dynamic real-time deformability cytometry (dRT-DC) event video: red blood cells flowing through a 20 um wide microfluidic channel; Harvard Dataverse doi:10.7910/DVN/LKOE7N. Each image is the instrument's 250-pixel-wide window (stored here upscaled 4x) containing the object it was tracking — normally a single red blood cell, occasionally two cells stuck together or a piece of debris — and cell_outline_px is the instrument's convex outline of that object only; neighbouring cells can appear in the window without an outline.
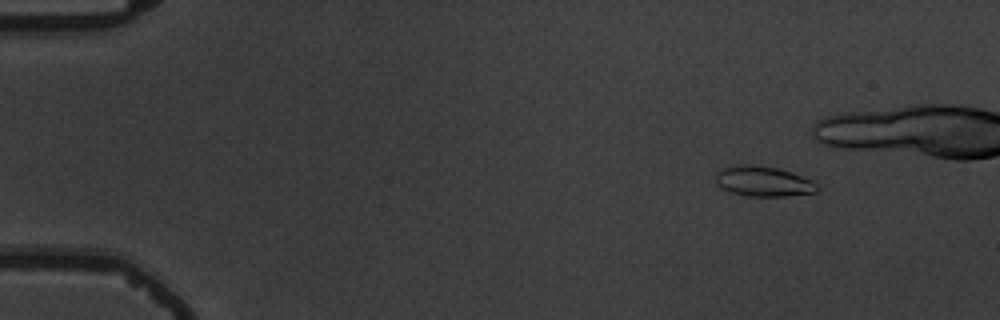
{"species": "common noctule bat (a hibernating species)", "species_latin": "Nyctalus noctula", "temperature_condition": "warm", "stored_images_in_passage": 7, "camera_frame_rate_fps": 3000, "um_per_image_px": 0.085, "animal": {"sex": "male", "body_mass_g": 19.5, "forearm_length_mm": 54.6}, "frame": {"image": 1, "passage_image": 3, "time_ms": 2.333, "image_size_px": [1000, 320], "cell_outline_px": [[820, 188], [816, 192], [788, 196], [748, 196], [732, 192], [716, 184], [716, 172], [720, 168], [736, 164], [744, 164], [776, 168], [792, 172], [812, 180]], "centroid_in_image_um": [64.88, 15.41], "position_along_channel_um": 20.1, "area_um2": 17.86}}
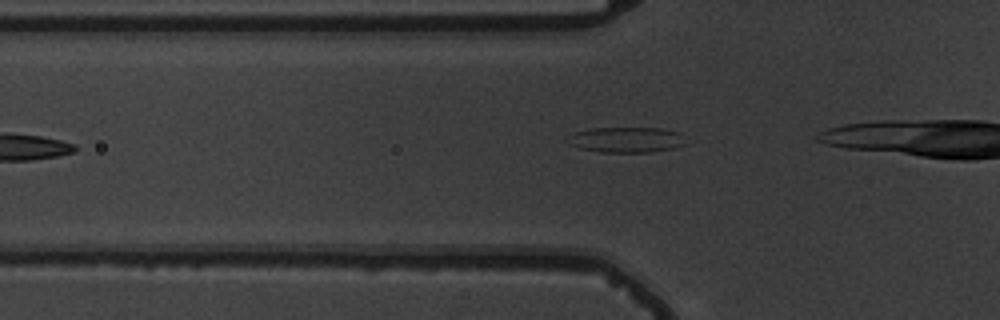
{"frame": {"image": 2, "passage_image": 7, "time_ms": 8.0, "image_size_px": [1000, 320], "cell_outline_px": [[688, 144], [676, 148], [652, 152], [600, 152], [580, 148], [568, 144], [564, 140], [576, 132], [592, 128], [660, 128], [680, 132]], "centroid_in_image_um": [53.28, 11.88], "position_along_channel_um": 72.5, "area_um2": 17.74}}